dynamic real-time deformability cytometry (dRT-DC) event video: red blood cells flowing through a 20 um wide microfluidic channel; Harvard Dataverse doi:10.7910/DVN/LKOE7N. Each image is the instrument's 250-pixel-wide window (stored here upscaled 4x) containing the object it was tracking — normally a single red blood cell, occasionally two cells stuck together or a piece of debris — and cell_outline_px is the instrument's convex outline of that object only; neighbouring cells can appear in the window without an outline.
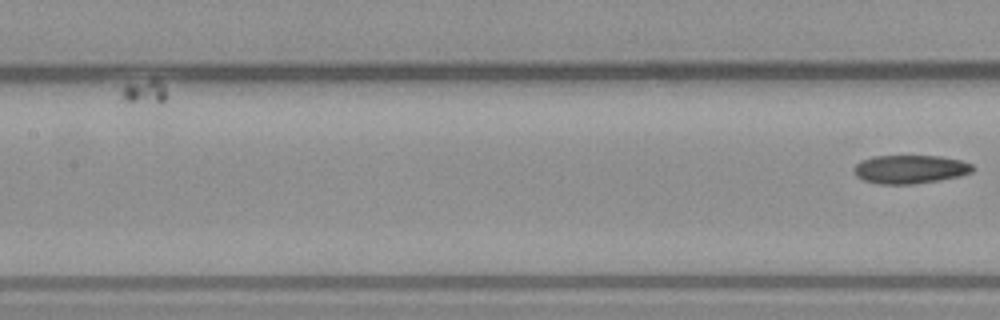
{"species": "common noctule bat (a hibernating species)", "species_latin": "Nyctalus noctula", "temperature_condition": "warm", "stored_images_in_passage": 7, "camera_frame_rate_fps": 3000, "um_per_image_px": 0.085, "animal": {"sex": "male", "body_mass_g": 23.1, "forearm_length_mm": 52.7}, "frame": {"image": 1, "passage_image": 7, "time_ms": 7.333, "image_size_px": [1000, 320], "cell_outline_px": [[976, 168], [972, 172], [960, 176], [940, 180], [912, 184], [876, 184], [864, 180], [856, 176], [852, 168], [860, 160], [872, 156], [940, 156], [960, 160], [972, 164]], "centroid_in_image_um": [77.34, 14.39], "position_along_channel_um": 130.1, "area_um2": 19.94}}